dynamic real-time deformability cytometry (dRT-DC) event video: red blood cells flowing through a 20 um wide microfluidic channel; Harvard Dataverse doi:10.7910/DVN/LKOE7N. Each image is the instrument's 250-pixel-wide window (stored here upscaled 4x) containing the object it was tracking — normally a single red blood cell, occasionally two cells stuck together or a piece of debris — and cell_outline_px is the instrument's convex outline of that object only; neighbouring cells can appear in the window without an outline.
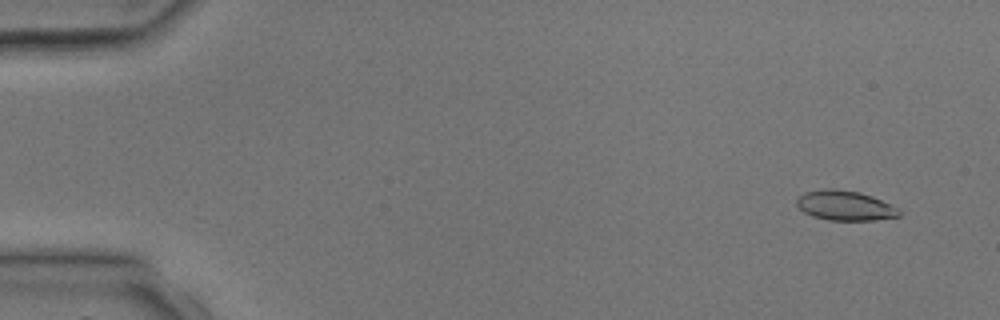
{"species": "common noctule bat (a hibernating species)", "species_latin": "Nyctalus noctula", "temperature_condition": "room temperature", "stored_images_in_passage": 4, "camera_frame_rate_fps": 3000, "um_per_image_px": 0.085, "animal": {"sex": "male", "body_mass_g": 17.9, "forearm_length_mm": 54.2}, "frame": {"image": 1, "passage_image": 1, "time_ms": 0.0, "image_size_px": [1000, 320], "cell_outline_px": [[900, 216], [876, 220], [828, 220], [812, 216], [804, 212], [796, 204], [796, 200], [804, 192], [828, 188], [832, 188], [860, 192], [872, 196], [900, 208]], "centroid_in_image_um": [71.84, 17.47], "position_along_channel_um": 13.2, "area_um2": 17.86}}
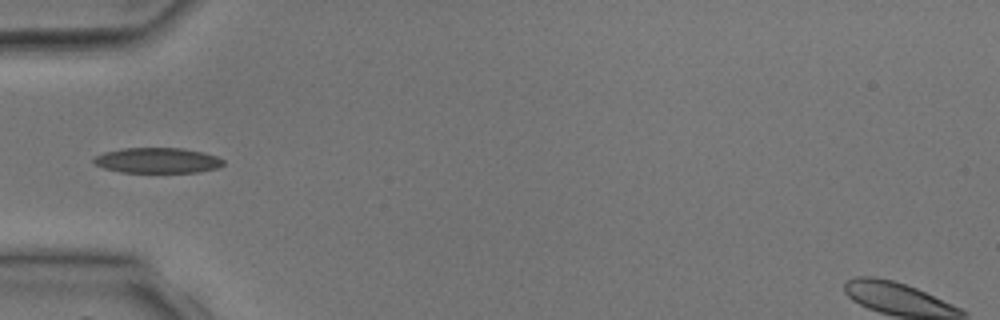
{"frame": {"image": 2, "passage_image": 4, "time_ms": 3.667, "image_size_px": [1000, 320], "cell_outline_px": [[224, 164], [216, 168], [196, 172], [120, 172], [104, 168], [96, 164], [92, 160], [96, 156], [104, 152], [124, 148], [184, 148], [204, 152], [216, 156], [224, 160]], "centroid_in_image_um": [13.39, 13.63], "position_along_channel_um": 71.6, "area_um2": 19.07}}